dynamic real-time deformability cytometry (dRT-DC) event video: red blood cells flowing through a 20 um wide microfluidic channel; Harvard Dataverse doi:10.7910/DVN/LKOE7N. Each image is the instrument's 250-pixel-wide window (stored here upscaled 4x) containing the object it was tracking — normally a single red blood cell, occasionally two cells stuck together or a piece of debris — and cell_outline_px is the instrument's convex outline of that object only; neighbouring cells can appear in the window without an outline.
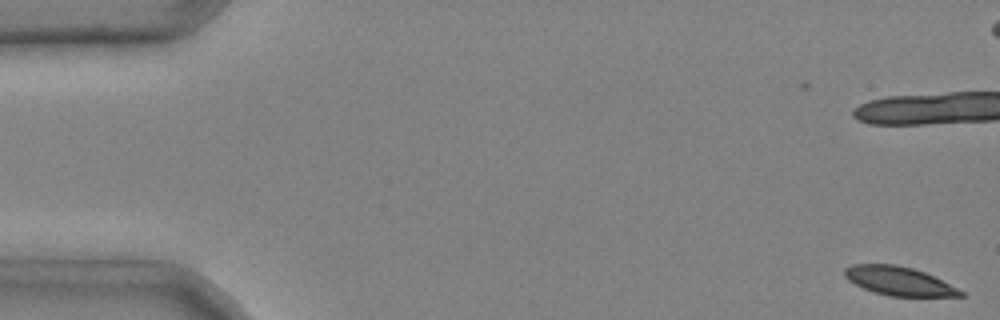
{"species": "common noctule bat (a hibernating species)", "species_latin": "Nyctalus noctula", "temperature_condition": "cold", "stored_images_in_passage": 7, "camera_frame_rate_fps": 3000, "um_per_image_px": 0.085, "animal": {"sex": "male", "body_mass_g": 20.4}, "frame": {"image": 1, "passage_image": 1, "time_ms": 0.0, "image_size_px": [1000, 320], "cell_outline_px": [[964, 296], [888, 296], [872, 292], [848, 280], [844, 276], [844, 268], [852, 264], [896, 264], [912, 268], [924, 272], [964, 292]], "centroid_in_image_um": [76.34, 23.88], "position_along_channel_um": 8.7, "area_um2": 19.19}}
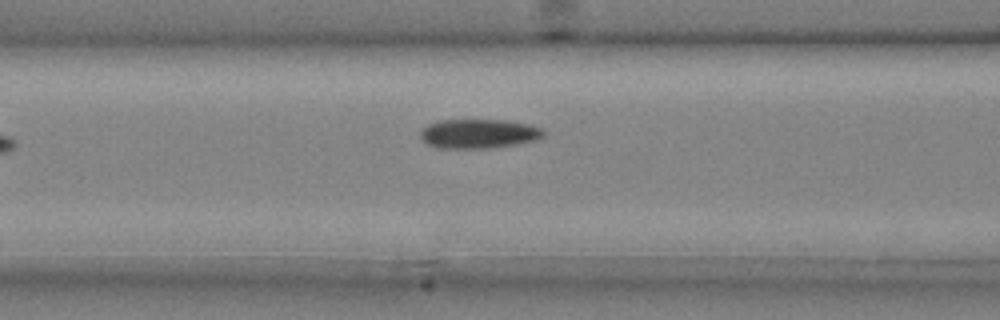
{"frame": {"image": 2, "passage_image": 7, "time_ms": 2.0, "image_size_px": [1000, 320], "cell_outline_px": [[544, 136], [536, 140], [516, 144], [492, 148], [436, 148], [428, 144], [420, 136], [420, 132], [428, 124], [440, 120], [508, 120], [528, 124], [544, 128]], "centroid_in_image_um": [40.72, 11.36], "position_along_channel_um": 125.9, "area_um2": 21.1}}